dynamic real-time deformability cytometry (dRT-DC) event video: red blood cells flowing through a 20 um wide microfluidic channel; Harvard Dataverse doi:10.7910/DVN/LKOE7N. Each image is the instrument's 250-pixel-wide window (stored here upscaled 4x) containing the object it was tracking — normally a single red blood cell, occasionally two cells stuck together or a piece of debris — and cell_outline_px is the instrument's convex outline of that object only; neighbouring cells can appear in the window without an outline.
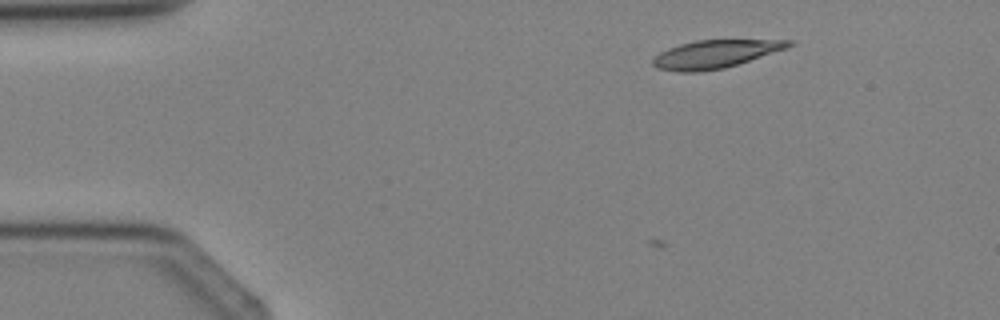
{"species": "Egyptian fruit bat (a non-hibernating species)", "species_latin": "Rousettus aegyptiacus", "temperature_condition": "cold", "stored_images_in_passage": 3, "camera_frame_rate_fps": 3000, "um_per_image_px": 0.085, "animal": {"sex": "female"}, "frame": {"image": 1, "passage_image": 1, "time_ms": 0.0, "image_size_px": [1000, 320], "cell_outline_px": [[796, 44], [788, 48], [724, 68], [700, 72], [676, 72], [656, 68], [652, 64], [652, 60], [660, 52], [668, 48], [680, 44], [696, 40], [796, 40]], "centroid_in_image_um": [60.8, 4.6], "position_along_channel_um": 24.2, "area_um2": 22.25}}